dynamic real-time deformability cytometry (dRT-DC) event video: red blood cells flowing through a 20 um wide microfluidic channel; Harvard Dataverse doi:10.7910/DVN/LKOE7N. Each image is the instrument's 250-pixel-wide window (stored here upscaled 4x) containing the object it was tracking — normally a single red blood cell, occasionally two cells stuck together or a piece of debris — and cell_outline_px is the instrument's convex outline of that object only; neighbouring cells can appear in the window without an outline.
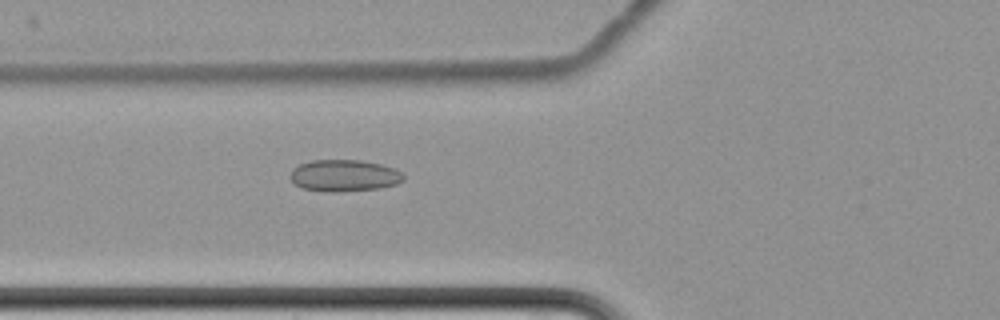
{"species": "common noctule bat (a hibernating species)", "species_latin": "Nyctalus noctula", "temperature_condition": "cold", "stored_images_in_passage": 7, "camera_frame_rate_fps": 3000, "um_per_image_px": 0.085, "animal": {"sex": "female", "body_mass_g": 22.7, "forearm_length_mm": 54.2}, "frame": {"image": 1, "passage_image": 7, "time_ms": 8.333, "image_size_px": [1000, 320], "cell_outline_px": [[404, 180], [396, 184], [380, 188], [336, 192], [324, 192], [304, 188], [296, 184], [288, 176], [292, 168], [300, 164], [312, 160], [360, 160], [380, 164], [404, 172]], "centroid_in_image_um": [29.25, 14.92], "position_along_channel_um": 96.5, "area_um2": 21.04}}